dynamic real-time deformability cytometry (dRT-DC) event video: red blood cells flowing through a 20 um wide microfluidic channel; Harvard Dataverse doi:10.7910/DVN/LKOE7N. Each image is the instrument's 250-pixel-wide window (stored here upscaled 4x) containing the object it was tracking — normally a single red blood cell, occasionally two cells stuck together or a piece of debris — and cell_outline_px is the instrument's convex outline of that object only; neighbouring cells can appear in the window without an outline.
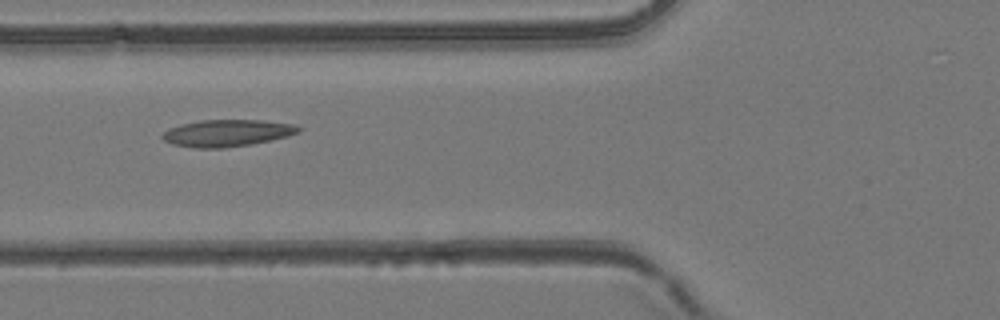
{"species": "common noctule bat (a hibernating species)", "species_latin": "Nyctalus noctula", "temperature_condition": "room temperature", "stored_images_in_passage": 41, "camera_frame_rate_fps": 3000, "um_per_image_px": 0.085, "animal": {"sex": "female", "body_mass_g": 24.6, "forearm_length_mm": 56.2}, "frame": {"image": 1, "passage_image": 11, "time_ms": 3.333, "image_size_px": [1000, 320], "cell_outline_px": [[300, 132], [288, 136], [252, 144], [224, 148], [192, 148], [172, 144], [164, 140], [160, 136], [168, 128], [180, 124], [200, 120], [260, 120], [296, 124], [300, 128]], "centroid_in_image_um": [19.28, 11.31], "position_along_channel_um": 106.5, "area_um2": 21.5}}
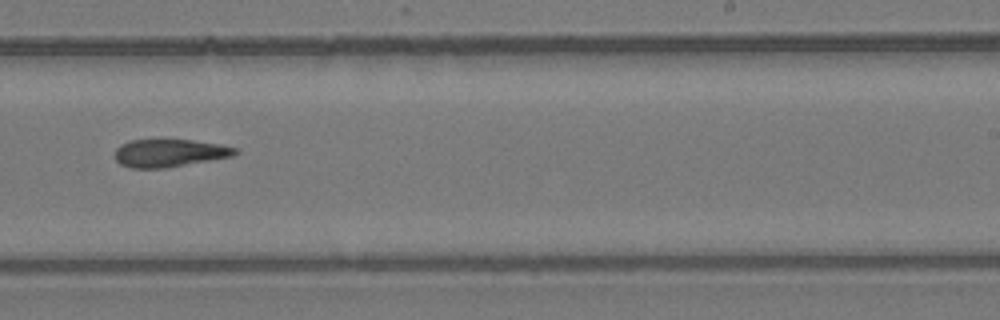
{"frame": {"image": 2, "passage_image": 23, "time_ms": 7.333, "image_size_px": [1000, 320], "cell_outline_px": [[240, 152], [232, 156], [168, 168], [132, 168], [120, 164], [116, 160], [116, 148], [120, 144], [128, 140], [192, 140], [220, 144], [236, 148]], "centroid_in_image_um": [14.4, 13.01], "position_along_channel_um": 274.6, "area_um2": 19.48}}
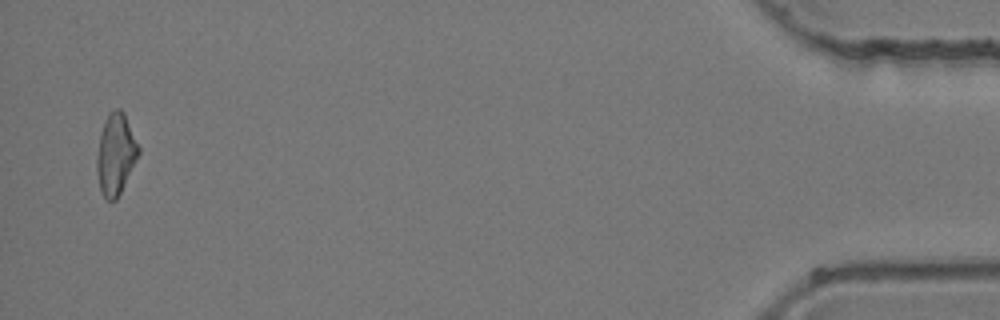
{"frame": {"image": 3, "passage_image": 40, "time_ms": 13.0, "image_size_px": [1000, 320], "cell_outline_px": [[140, 152], [116, 200], [104, 200], [100, 192], [96, 172], [96, 156], [100, 132], [104, 120], [108, 112], [116, 108], [120, 108], [124, 112], [140, 148]], "centroid_in_image_um": [9.8, 13.09], "position_along_channel_um": 425.4, "area_um2": 19.94}}